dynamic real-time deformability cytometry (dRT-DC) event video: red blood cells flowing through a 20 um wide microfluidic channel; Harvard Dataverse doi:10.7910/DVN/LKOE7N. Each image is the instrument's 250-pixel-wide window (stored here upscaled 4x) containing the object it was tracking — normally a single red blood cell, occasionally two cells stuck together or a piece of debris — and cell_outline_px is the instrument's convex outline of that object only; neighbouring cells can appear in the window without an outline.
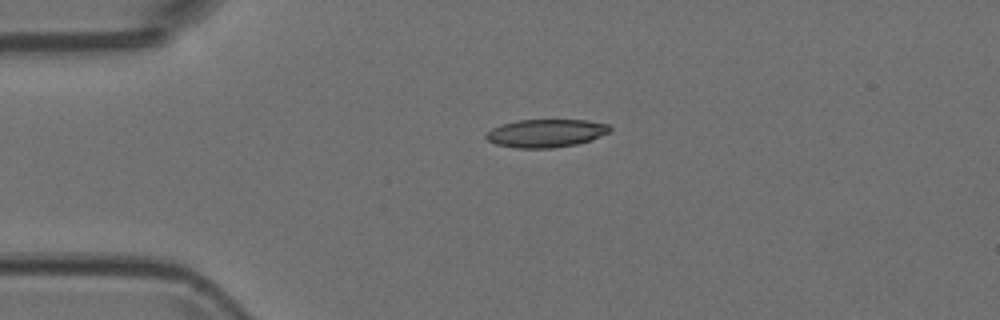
{"species": "Egyptian fruit bat (a non-hibernating species)", "species_latin": "Rousettus aegyptiacus", "temperature_condition": "room temperature", "stored_images_in_passage": 5, "camera_frame_rate_fps": 3000, "um_per_image_px": 0.085, "animal": {"sex": "female"}, "frame": {"image": 1, "passage_image": 5, "time_ms": 1.333, "image_size_px": [1000, 320], "cell_outline_px": [[612, 132], [592, 140], [576, 144], [552, 148], [516, 148], [496, 144], [488, 140], [484, 136], [492, 128], [516, 120], [588, 120], [608, 124], [612, 128]], "centroid_in_image_um": [46.46, 11.32], "position_along_channel_um": 38.5, "area_um2": 20.35}}